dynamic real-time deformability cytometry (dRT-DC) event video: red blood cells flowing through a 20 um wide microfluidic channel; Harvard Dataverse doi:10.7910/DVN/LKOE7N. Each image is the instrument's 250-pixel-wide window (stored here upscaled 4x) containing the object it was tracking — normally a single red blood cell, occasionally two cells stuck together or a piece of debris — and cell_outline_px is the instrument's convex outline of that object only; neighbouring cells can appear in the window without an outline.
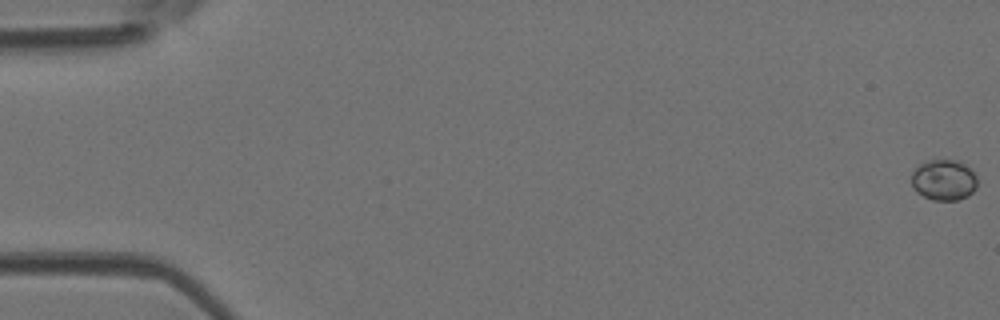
{"species": "Egyptian fruit bat (a non-hibernating species)", "species_latin": "Rousettus aegyptiacus", "temperature_condition": "room temperature", "stored_images_in_passage": 6, "camera_frame_rate_fps": 3000, "um_per_image_px": 0.085, "animal": {"sex": "female"}, "frame": {"image": 1, "passage_image": 1, "time_ms": 0.0, "image_size_px": [1000, 320], "cell_outline_px": [[976, 188], [968, 196], [956, 200], [932, 200], [916, 192], [912, 188], [912, 172], [920, 164], [928, 160], [956, 160], [964, 164], [976, 176]], "centroid_in_image_um": [80.2, 15.31], "position_along_channel_um": 4.8, "area_um2": 15.55}}
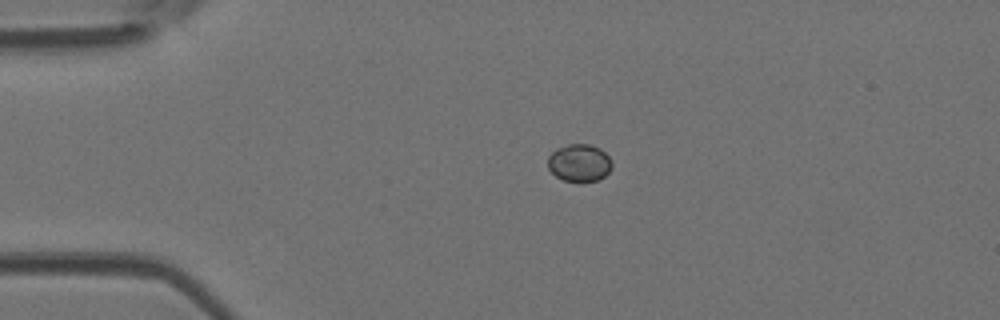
{"frame": {"image": 2, "passage_image": 4, "time_ms": 1.0, "image_size_px": [1000, 320], "cell_outline_px": [[612, 168], [600, 180], [564, 180], [556, 176], [548, 168], [548, 156], [556, 148], [568, 144], [588, 144], [600, 148], [612, 160]], "centroid_in_image_um": [49.25, 13.81], "position_along_channel_um": 35.8, "area_um2": 13.87}}
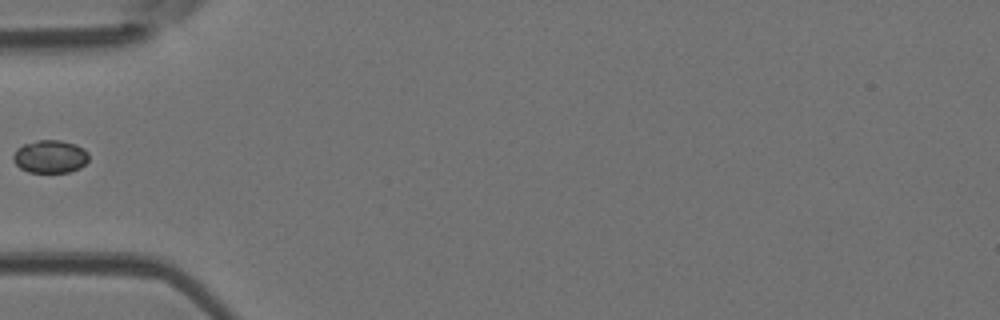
{"frame": {"image": 3, "passage_image": 6, "time_ms": 1.667, "image_size_px": [1000, 320], "cell_outline_px": [[88, 160], [80, 168], [68, 172], [28, 172], [20, 168], [12, 160], [12, 156], [16, 148], [24, 144], [36, 140], [60, 140], [76, 144], [84, 148], [88, 152]], "centroid_in_image_um": [4.25, 13.3], "position_along_channel_um": 80.8, "area_um2": 14.62}}